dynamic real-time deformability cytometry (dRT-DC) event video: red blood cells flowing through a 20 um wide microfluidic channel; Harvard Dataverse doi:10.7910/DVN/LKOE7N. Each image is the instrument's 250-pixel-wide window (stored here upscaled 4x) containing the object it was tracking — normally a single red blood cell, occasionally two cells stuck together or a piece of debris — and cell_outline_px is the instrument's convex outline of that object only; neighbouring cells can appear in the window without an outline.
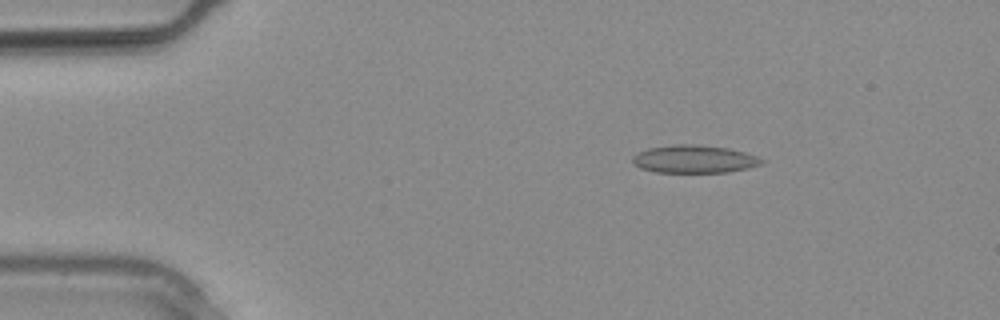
{"species": "common noctule bat (a hibernating species)", "species_latin": "Nyctalus noctula", "temperature_condition": "warm", "stored_images_in_passage": 12, "camera_frame_rate_fps": 3000, "um_per_image_px": 0.085, "animal": {"sex": "male", "body_mass_g": 20.4}, "frame": {"image": 1, "passage_image": 3, "time_ms": 0.667, "image_size_px": [1000, 320], "cell_outline_px": [[764, 160], [760, 164], [748, 168], [728, 172], [656, 172], [640, 168], [632, 160], [632, 156], [636, 152], [648, 148], [676, 144], [696, 144], [728, 148], [744, 152], [756, 156]], "centroid_in_image_um": [58.98, 13.51], "position_along_channel_um": 26.0, "area_um2": 20.87}}
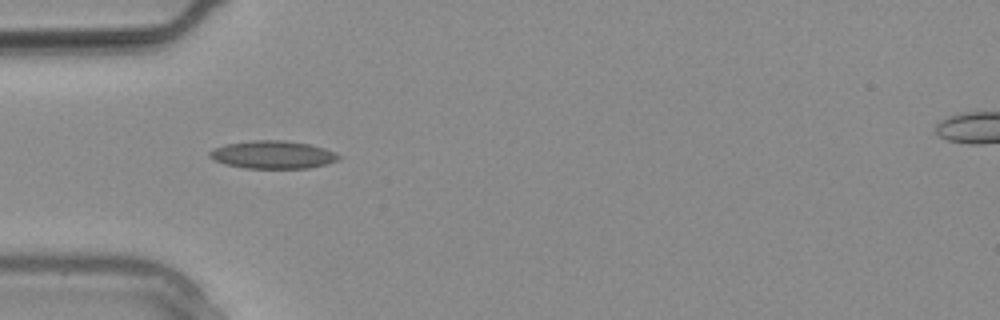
{"frame": {"image": 2, "passage_image": 7, "time_ms": 2.0, "image_size_px": [1000, 320], "cell_outline_px": [[344, 156], [340, 160], [328, 164], [308, 168], [244, 168], [224, 164], [208, 156], [208, 152], [212, 148], [224, 144], [252, 140], [284, 140], [308, 144], [324, 148], [336, 152]], "centroid_in_image_um": [23.21, 13.15], "position_along_channel_um": 61.8, "area_um2": 21.27}}